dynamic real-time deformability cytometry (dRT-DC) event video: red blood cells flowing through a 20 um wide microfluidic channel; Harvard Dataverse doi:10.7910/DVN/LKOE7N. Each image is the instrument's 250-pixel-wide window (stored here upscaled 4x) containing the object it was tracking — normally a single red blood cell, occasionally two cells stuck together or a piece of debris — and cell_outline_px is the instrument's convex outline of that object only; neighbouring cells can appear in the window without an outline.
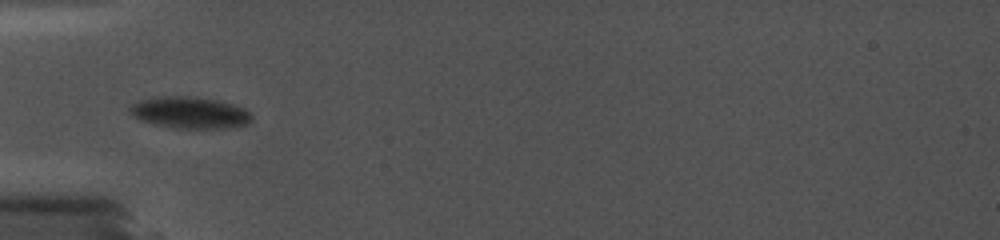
{"species": "common noctule bat (a hibernating species)", "species_latin": "Nyctalus noctula", "temperature_condition": "cold", "stored_images_in_passage": 4, "camera_frame_rate_fps": 5000, "um_per_image_px": 0.085, "animal": {"sex": "female", "body_mass_g": 19.0, "forearm_length_mm": 56.7}, "frame": {"image": 1, "passage_image": 2, "time_ms": 1.0, "image_size_px": [1000, 240], "cell_outline_px": [[252, 120], [248, 124], [228, 128], [172, 128], [140, 120], [132, 116], [128, 108], [132, 104], [140, 100], [160, 96], [188, 96], [220, 100], [244, 108], [252, 116]], "centroid_in_image_um": [16.13, 9.57], "position_along_channel_um": 68.9, "area_um2": 22.54}}
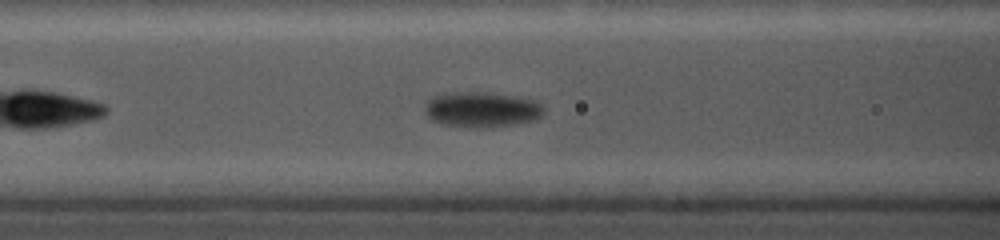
{"frame": {"image": 2, "passage_image": 4, "time_ms": 2.6, "image_size_px": [1000, 240], "cell_outline_px": [[544, 112], [536, 120], [516, 124], [484, 128], [476, 128], [444, 124], [432, 120], [424, 112], [424, 108], [428, 100], [432, 96], [444, 92], [484, 92], [512, 96], [536, 100], [544, 108]], "centroid_in_image_um": [40.93, 9.31], "position_along_channel_um": 125.7, "area_um2": 24.68}}